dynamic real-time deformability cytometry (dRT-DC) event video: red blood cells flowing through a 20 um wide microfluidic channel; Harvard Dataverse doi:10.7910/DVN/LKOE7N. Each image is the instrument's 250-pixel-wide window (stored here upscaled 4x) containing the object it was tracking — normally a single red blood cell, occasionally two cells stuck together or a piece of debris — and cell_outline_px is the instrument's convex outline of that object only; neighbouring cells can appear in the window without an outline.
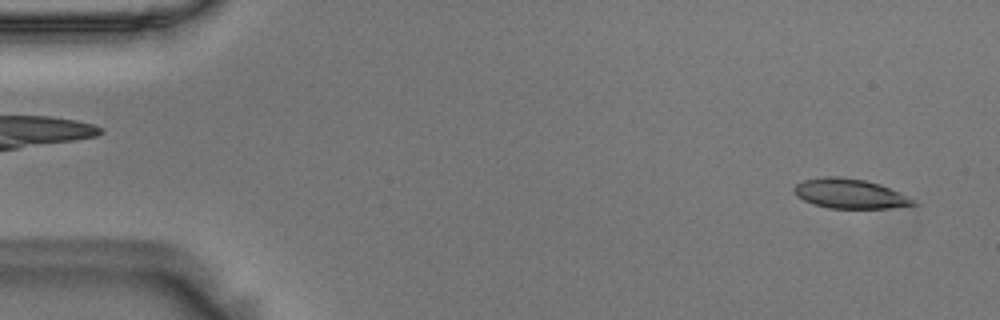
{"species": "Egyptian fruit bat (a non-hibernating species)", "species_latin": "Rousettus aegyptiacus", "temperature_condition": "room temperature", "stored_images_in_passage": 54, "camera_frame_rate_fps": 3000, "um_per_image_px": 0.085, "animal": {"sex": "male"}, "frame": {"image": 1, "passage_image": 2, "time_ms": 0.333, "image_size_px": [1000, 320], "cell_outline_px": [[920, 204], [888, 208], [828, 208], [812, 204], [796, 196], [792, 192], [792, 188], [796, 184], [804, 180], [824, 176], [836, 176], [864, 180], [880, 184], [900, 192], [916, 200]], "centroid_in_image_um": [72.22, 16.46], "position_along_channel_um": 12.8, "area_um2": 20.75}}
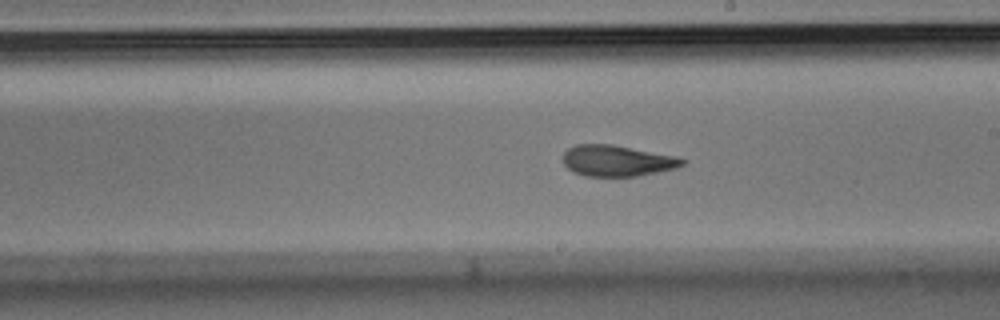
{"frame": {"image": 2, "passage_image": 30, "time_ms": 9.667, "image_size_px": [1000, 320], "cell_outline_px": [[688, 160], [684, 164], [676, 168], [636, 176], [588, 176], [576, 172], [568, 168], [564, 164], [564, 152], [568, 148], [576, 144], [612, 144], [676, 156]], "centroid_in_image_um": [52.48, 13.65], "position_along_channel_um": 236.5, "area_um2": 21.44}}
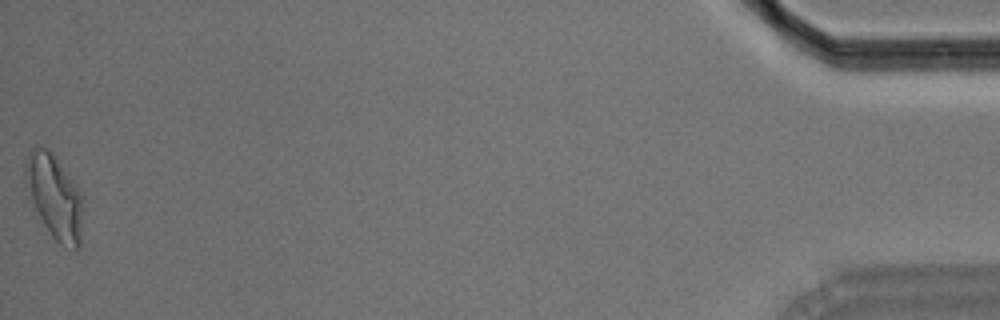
{"frame": {"image": 3, "passage_image": 54, "time_ms": 17.667, "image_size_px": [1000, 320], "cell_outline_px": [[80, 248], [76, 252], [60, 244], [52, 236], [32, 208], [24, 184], [24, 164], [32, 148], [48, 148], [52, 152], [76, 184], [80, 192]], "centroid_in_image_um": [4.56, 16.73], "position_along_channel_um": 430.6, "area_um2": 28.15}, "authors_computed_cell_mechanics": {"area_um2": 22.253, "velocity_mm_per_s": 3.6337, "shape_relaxation_time_tau1_ms": 5.2012, "shape_relaxation_time_tau2_ms": 2.5329, "deformation_change_tau1": 0.1953, "deformation_change_tau2": 0.1047}}